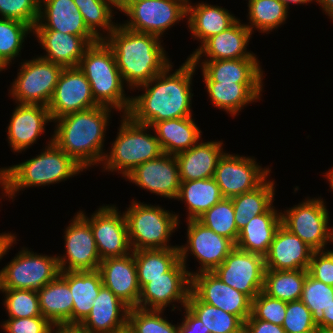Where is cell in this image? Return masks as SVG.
I'll list each match as a JSON object with an SVG mask.
<instances>
[{
	"mask_svg": "<svg viewBox=\"0 0 333 333\" xmlns=\"http://www.w3.org/2000/svg\"><path fill=\"white\" fill-rule=\"evenodd\" d=\"M41 314L53 325H72L73 297L67 271L37 291Z\"/></svg>",
	"mask_w": 333,
	"mask_h": 333,
	"instance_id": "1f68e13d",
	"label": "cell"
},
{
	"mask_svg": "<svg viewBox=\"0 0 333 333\" xmlns=\"http://www.w3.org/2000/svg\"><path fill=\"white\" fill-rule=\"evenodd\" d=\"M243 333H286L282 326L255 319L250 315L244 322Z\"/></svg>",
	"mask_w": 333,
	"mask_h": 333,
	"instance_id": "db71d44e",
	"label": "cell"
},
{
	"mask_svg": "<svg viewBox=\"0 0 333 333\" xmlns=\"http://www.w3.org/2000/svg\"><path fill=\"white\" fill-rule=\"evenodd\" d=\"M138 278H157L168 272L179 260V248L132 251Z\"/></svg>",
	"mask_w": 333,
	"mask_h": 333,
	"instance_id": "60d3db41",
	"label": "cell"
},
{
	"mask_svg": "<svg viewBox=\"0 0 333 333\" xmlns=\"http://www.w3.org/2000/svg\"><path fill=\"white\" fill-rule=\"evenodd\" d=\"M190 270L179 260L168 272L157 278H138L141 288L138 307L165 310L172 306L182 311L191 290ZM174 303V304H173ZM180 304L179 308L176 304Z\"/></svg>",
	"mask_w": 333,
	"mask_h": 333,
	"instance_id": "8fae6325",
	"label": "cell"
},
{
	"mask_svg": "<svg viewBox=\"0 0 333 333\" xmlns=\"http://www.w3.org/2000/svg\"><path fill=\"white\" fill-rule=\"evenodd\" d=\"M104 40L113 50L121 77L130 91L149 82L172 63L160 37L130 30L121 23Z\"/></svg>",
	"mask_w": 333,
	"mask_h": 333,
	"instance_id": "7a4b0ae2",
	"label": "cell"
},
{
	"mask_svg": "<svg viewBox=\"0 0 333 333\" xmlns=\"http://www.w3.org/2000/svg\"><path fill=\"white\" fill-rule=\"evenodd\" d=\"M40 0H0V16L34 28L39 18Z\"/></svg>",
	"mask_w": 333,
	"mask_h": 333,
	"instance_id": "681fc988",
	"label": "cell"
},
{
	"mask_svg": "<svg viewBox=\"0 0 333 333\" xmlns=\"http://www.w3.org/2000/svg\"><path fill=\"white\" fill-rule=\"evenodd\" d=\"M4 296L8 318H30L42 316L37 291L26 289H0Z\"/></svg>",
	"mask_w": 333,
	"mask_h": 333,
	"instance_id": "bcb514c9",
	"label": "cell"
},
{
	"mask_svg": "<svg viewBox=\"0 0 333 333\" xmlns=\"http://www.w3.org/2000/svg\"><path fill=\"white\" fill-rule=\"evenodd\" d=\"M90 83L93 98L100 106H107L127 115L131 97L117 67L116 58L105 40L91 44L78 65ZM126 86V87H125ZM125 87V89H124Z\"/></svg>",
	"mask_w": 333,
	"mask_h": 333,
	"instance_id": "5b68a950",
	"label": "cell"
},
{
	"mask_svg": "<svg viewBox=\"0 0 333 333\" xmlns=\"http://www.w3.org/2000/svg\"><path fill=\"white\" fill-rule=\"evenodd\" d=\"M64 230L66 251L57 255L60 272L98 270L101 259L90 223L77 212Z\"/></svg>",
	"mask_w": 333,
	"mask_h": 333,
	"instance_id": "2e32d148",
	"label": "cell"
},
{
	"mask_svg": "<svg viewBox=\"0 0 333 333\" xmlns=\"http://www.w3.org/2000/svg\"><path fill=\"white\" fill-rule=\"evenodd\" d=\"M300 300L311 311L313 323L324 330V309L333 302V287L306 275Z\"/></svg>",
	"mask_w": 333,
	"mask_h": 333,
	"instance_id": "7bdbcfd3",
	"label": "cell"
},
{
	"mask_svg": "<svg viewBox=\"0 0 333 333\" xmlns=\"http://www.w3.org/2000/svg\"><path fill=\"white\" fill-rule=\"evenodd\" d=\"M76 6L114 5L113 0H73Z\"/></svg>",
	"mask_w": 333,
	"mask_h": 333,
	"instance_id": "91938a15",
	"label": "cell"
},
{
	"mask_svg": "<svg viewBox=\"0 0 333 333\" xmlns=\"http://www.w3.org/2000/svg\"><path fill=\"white\" fill-rule=\"evenodd\" d=\"M112 111L99 105L55 119L53 142L84 170L101 166L107 152L103 147Z\"/></svg>",
	"mask_w": 333,
	"mask_h": 333,
	"instance_id": "3957f363",
	"label": "cell"
},
{
	"mask_svg": "<svg viewBox=\"0 0 333 333\" xmlns=\"http://www.w3.org/2000/svg\"><path fill=\"white\" fill-rule=\"evenodd\" d=\"M53 122L47 106L17 103L7 127L11 151L22 153L45 133L47 123Z\"/></svg>",
	"mask_w": 333,
	"mask_h": 333,
	"instance_id": "44dd1931",
	"label": "cell"
},
{
	"mask_svg": "<svg viewBox=\"0 0 333 333\" xmlns=\"http://www.w3.org/2000/svg\"><path fill=\"white\" fill-rule=\"evenodd\" d=\"M115 333H133V332L128 327H125L124 329L119 330Z\"/></svg>",
	"mask_w": 333,
	"mask_h": 333,
	"instance_id": "003e7915",
	"label": "cell"
},
{
	"mask_svg": "<svg viewBox=\"0 0 333 333\" xmlns=\"http://www.w3.org/2000/svg\"><path fill=\"white\" fill-rule=\"evenodd\" d=\"M162 315L164 310L130 308L127 327L133 333H178L179 323L173 325Z\"/></svg>",
	"mask_w": 333,
	"mask_h": 333,
	"instance_id": "f6af8a7d",
	"label": "cell"
},
{
	"mask_svg": "<svg viewBox=\"0 0 333 333\" xmlns=\"http://www.w3.org/2000/svg\"><path fill=\"white\" fill-rule=\"evenodd\" d=\"M331 243L333 244V226H331Z\"/></svg>",
	"mask_w": 333,
	"mask_h": 333,
	"instance_id": "89a4df30",
	"label": "cell"
},
{
	"mask_svg": "<svg viewBox=\"0 0 333 333\" xmlns=\"http://www.w3.org/2000/svg\"><path fill=\"white\" fill-rule=\"evenodd\" d=\"M186 307L208 328L210 333H243L244 322L238 316L200 301L191 291Z\"/></svg>",
	"mask_w": 333,
	"mask_h": 333,
	"instance_id": "f35d334b",
	"label": "cell"
},
{
	"mask_svg": "<svg viewBox=\"0 0 333 333\" xmlns=\"http://www.w3.org/2000/svg\"><path fill=\"white\" fill-rule=\"evenodd\" d=\"M29 34L33 35L29 24L0 17V57L8 66L21 56L22 44Z\"/></svg>",
	"mask_w": 333,
	"mask_h": 333,
	"instance_id": "b9f144b4",
	"label": "cell"
},
{
	"mask_svg": "<svg viewBox=\"0 0 333 333\" xmlns=\"http://www.w3.org/2000/svg\"><path fill=\"white\" fill-rule=\"evenodd\" d=\"M307 271L313 278L333 287V248L313 251Z\"/></svg>",
	"mask_w": 333,
	"mask_h": 333,
	"instance_id": "f5cc1de1",
	"label": "cell"
},
{
	"mask_svg": "<svg viewBox=\"0 0 333 333\" xmlns=\"http://www.w3.org/2000/svg\"><path fill=\"white\" fill-rule=\"evenodd\" d=\"M223 141H198L189 150L175 155L180 181L209 179L214 176L218 160L223 155Z\"/></svg>",
	"mask_w": 333,
	"mask_h": 333,
	"instance_id": "f1b7e54d",
	"label": "cell"
},
{
	"mask_svg": "<svg viewBox=\"0 0 333 333\" xmlns=\"http://www.w3.org/2000/svg\"><path fill=\"white\" fill-rule=\"evenodd\" d=\"M98 271L103 286L111 290L129 308L138 307L141 288L133 252L123 257L103 259Z\"/></svg>",
	"mask_w": 333,
	"mask_h": 333,
	"instance_id": "7402d4cb",
	"label": "cell"
},
{
	"mask_svg": "<svg viewBox=\"0 0 333 333\" xmlns=\"http://www.w3.org/2000/svg\"><path fill=\"white\" fill-rule=\"evenodd\" d=\"M320 5L321 10L333 20V0H315Z\"/></svg>",
	"mask_w": 333,
	"mask_h": 333,
	"instance_id": "94428289",
	"label": "cell"
},
{
	"mask_svg": "<svg viewBox=\"0 0 333 333\" xmlns=\"http://www.w3.org/2000/svg\"><path fill=\"white\" fill-rule=\"evenodd\" d=\"M189 59L196 68L201 67L203 82L263 83L264 71L258 58Z\"/></svg>",
	"mask_w": 333,
	"mask_h": 333,
	"instance_id": "484cf974",
	"label": "cell"
},
{
	"mask_svg": "<svg viewBox=\"0 0 333 333\" xmlns=\"http://www.w3.org/2000/svg\"><path fill=\"white\" fill-rule=\"evenodd\" d=\"M67 284L73 297L72 325H80L89 315L94 299L103 286L98 270L67 271Z\"/></svg>",
	"mask_w": 333,
	"mask_h": 333,
	"instance_id": "e575fe53",
	"label": "cell"
},
{
	"mask_svg": "<svg viewBox=\"0 0 333 333\" xmlns=\"http://www.w3.org/2000/svg\"><path fill=\"white\" fill-rule=\"evenodd\" d=\"M281 2H283L285 4V6L290 9L289 5L293 4V5H301V4H310L311 2H315V0H280Z\"/></svg>",
	"mask_w": 333,
	"mask_h": 333,
	"instance_id": "be15d7a7",
	"label": "cell"
},
{
	"mask_svg": "<svg viewBox=\"0 0 333 333\" xmlns=\"http://www.w3.org/2000/svg\"><path fill=\"white\" fill-rule=\"evenodd\" d=\"M53 324L43 316L30 318H8L1 328L6 333H51Z\"/></svg>",
	"mask_w": 333,
	"mask_h": 333,
	"instance_id": "816d5d0a",
	"label": "cell"
},
{
	"mask_svg": "<svg viewBox=\"0 0 333 333\" xmlns=\"http://www.w3.org/2000/svg\"><path fill=\"white\" fill-rule=\"evenodd\" d=\"M252 34L239 18L232 26L199 45L188 58L206 57L205 60L258 58L253 52L247 51Z\"/></svg>",
	"mask_w": 333,
	"mask_h": 333,
	"instance_id": "603a6c76",
	"label": "cell"
},
{
	"mask_svg": "<svg viewBox=\"0 0 333 333\" xmlns=\"http://www.w3.org/2000/svg\"><path fill=\"white\" fill-rule=\"evenodd\" d=\"M281 224V212L272 206L266 213L254 216L239 231L235 245L241 250L265 256Z\"/></svg>",
	"mask_w": 333,
	"mask_h": 333,
	"instance_id": "836d02e7",
	"label": "cell"
},
{
	"mask_svg": "<svg viewBox=\"0 0 333 333\" xmlns=\"http://www.w3.org/2000/svg\"><path fill=\"white\" fill-rule=\"evenodd\" d=\"M184 317L178 326V333H210L208 328L185 306Z\"/></svg>",
	"mask_w": 333,
	"mask_h": 333,
	"instance_id": "11a10c76",
	"label": "cell"
},
{
	"mask_svg": "<svg viewBox=\"0 0 333 333\" xmlns=\"http://www.w3.org/2000/svg\"><path fill=\"white\" fill-rule=\"evenodd\" d=\"M282 328L286 333H318L311 311L301 300L287 302Z\"/></svg>",
	"mask_w": 333,
	"mask_h": 333,
	"instance_id": "c3c4849f",
	"label": "cell"
},
{
	"mask_svg": "<svg viewBox=\"0 0 333 333\" xmlns=\"http://www.w3.org/2000/svg\"><path fill=\"white\" fill-rule=\"evenodd\" d=\"M248 24L252 33H270L278 29L288 19V8L280 0H248Z\"/></svg>",
	"mask_w": 333,
	"mask_h": 333,
	"instance_id": "ab89813d",
	"label": "cell"
},
{
	"mask_svg": "<svg viewBox=\"0 0 333 333\" xmlns=\"http://www.w3.org/2000/svg\"><path fill=\"white\" fill-rule=\"evenodd\" d=\"M313 250L282 224L264 256L265 269L308 270Z\"/></svg>",
	"mask_w": 333,
	"mask_h": 333,
	"instance_id": "d4e9b609",
	"label": "cell"
},
{
	"mask_svg": "<svg viewBox=\"0 0 333 333\" xmlns=\"http://www.w3.org/2000/svg\"><path fill=\"white\" fill-rule=\"evenodd\" d=\"M120 122L117 137L111 143L110 152L105 153L101 167L104 172H117L125 177L135 167L159 157L163 151L150 130L152 127L136 123L128 115H122Z\"/></svg>",
	"mask_w": 333,
	"mask_h": 333,
	"instance_id": "8992f818",
	"label": "cell"
},
{
	"mask_svg": "<svg viewBox=\"0 0 333 333\" xmlns=\"http://www.w3.org/2000/svg\"><path fill=\"white\" fill-rule=\"evenodd\" d=\"M255 157L224 152L218 160L214 180L223 198H233L250 192L260 186L270 176L269 167L262 168Z\"/></svg>",
	"mask_w": 333,
	"mask_h": 333,
	"instance_id": "5bb4252c",
	"label": "cell"
},
{
	"mask_svg": "<svg viewBox=\"0 0 333 333\" xmlns=\"http://www.w3.org/2000/svg\"><path fill=\"white\" fill-rule=\"evenodd\" d=\"M325 178L328 179L327 181L329 182V186L331 191L333 192V167L329 169L328 172H325Z\"/></svg>",
	"mask_w": 333,
	"mask_h": 333,
	"instance_id": "e7e4bbea",
	"label": "cell"
},
{
	"mask_svg": "<svg viewBox=\"0 0 333 333\" xmlns=\"http://www.w3.org/2000/svg\"><path fill=\"white\" fill-rule=\"evenodd\" d=\"M33 30H56L81 37H96L86 26L73 0H40L39 18Z\"/></svg>",
	"mask_w": 333,
	"mask_h": 333,
	"instance_id": "83f0119b",
	"label": "cell"
},
{
	"mask_svg": "<svg viewBox=\"0 0 333 333\" xmlns=\"http://www.w3.org/2000/svg\"><path fill=\"white\" fill-rule=\"evenodd\" d=\"M170 63L149 82L136 87L143 93L131 97L128 116L136 123L152 126L163 120L190 117L192 115V78L197 71L187 57L176 69Z\"/></svg>",
	"mask_w": 333,
	"mask_h": 333,
	"instance_id": "6da1fadb",
	"label": "cell"
},
{
	"mask_svg": "<svg viewBox=\"0 0 333 333\" xmlns=\"http://www.w3.org/2000/svg\"><path fill=\"white\" fill-rule=\"evenodd\" d=\"M129 309L111 290L102 286L91 312L79 326L87 333H115L127 327Z\"/></svg>",
	"mask_w": 333,
	"mask_h": 333,
	"instance_id": "4316f807",
	"label": "cell"
},
{
	"mask_svg": "<svg viewBox=\"0 0 333 333\" xmlns=\"http://www.w3.org/2000/svg\"><path fill=\"white\" fill-rule=\"evenodd\" d=\"M223 6L204 2L192 5L187 0V26L192 37L201 45L211 36L219 34L232 26L239 18Z\"/></svg>",
	"mask_w": 333,
	"mask_h": 333,
	"instance_id": "f546056e",
	"label": "cell"
},
{
	"mask_svg": "<svg viewBox=\"0 0 333 333\" xmlns=\"http://www.w3.org/2000/svg\"><path fill=\"white\" fill-rule=\"evenodd\" d=\"M151 127L163 153L170 155L189 150L202 137V131L192 116L163 120Z\"/></svg>",
	"mask_w": 333,
	"mask_h": 333,
	"instance_id": "d6a6232c",
	"label": "cell"
},
{
	"mask_svg": "<svg viewBox=\"0 0 333 333\" xmlns=\"http://www.w3.org/2000/svg\"><path fill=\"white\" fill-rule=\"evenodd\" d=\"M138 0H113L116 10L123 12L131 3Z\"/></svg>",
	"mask_w": 333,
	"mask_h": 333,
	"instance_id": "6125c7cd",
	"label": "cell"
},
{
	"mask_svg": "<svg viewBox=\"0 0 333 333\" xmlns=\"http://www.w3.org/2000/svg\"><path fill=\"white\" fill-rule=\"evenodd\" d=\"M275 186L274 179L269 180L268 177L256 189L231 198L238 231L246 226L254 216L266 213L273 206Z\"/></svg>",
	"mask_w": 333,
	"mask_h": 333,
	"instance_id": "8d00e7d4",
	"label": "cell"
},
{
	"mask_svg": "<svg viewBox=\"0 0 333 333\" xmlns=\"http://www.w3.org/2000/svg\"><path fill=\"white\" fill-rule=\"evenodd\" d=\"M124 179L171 200L176 199L181 185L176 157L166 153L135 167Z\"/></svg>",
	"mask_w": 333,
	"mask_h": 333,
	"instance_id": "d6986e66",
	"label": "cell"
},
{
	"mask_svg": "<svg viewBox=\"0 0 333 333\" xmlns=\"http://www.w3.org/2000/svg\"><path fill=\"white\" fill-rule=\"evenodd\" d=\"M15 255L0 270V289L38 291L60 274L57 255L34 253L27 247Z\"/></svg>",
	"mask_w": 333,
	"mask_h": 333,
	"instance_id": "ba28073f",
	"label": "cell"
},
{
	"mask_svg": "<svg viewBox=\"0 0 333 333\" xmlns=\"http://www.w3.org/2000/svg\"><path fill=\"white\" fill-rule=\"evenodd\" d=\"M223 198L214 178L181 182L175 200L185 203L187 220H197Z\"/></svg>",
	"mask_w": 333,
	"mask_h": 333,
	"instance_id": "d590c367",
	"label": "cell"
},
{
	"mask_svg": "<svg viewBox=\"0 0 333 333\" xmlns=\"http://www.w3.org/2000/svg\"><path fill=\"white\" fill-rule=\"evenodd\" d=\"M7 67L9 68V66L0 57V72L7 70Z\"/></svg>",
	"mask_w": 333,
	"mask_h": 333,
	"instance_id": "03108f58",
	"label": "cell"
},
{
	"mask_svg": "<svg viewBox=\"0 0 333 333\" xmlns=\"http://www.w3.org/2000/svg\"><path fill=\"white\" fill-rule=\"evenodd\" d=\"M318 333H333V330H323V329H320V330H318Z\"/></svg>",
	"mask_w": 333,
	"mask_h": 333,
	"instance_id": "a7ac6f4b",
	"label": "cell"
},
{
	"mask_svg": "<svg viewBox=\"0 0 333 333\" xmlns=\"http://www.w3.org/2000/svg\"><path fill=\"white\" fill-rule=\"evenodd\" d=\"M33 35L45 50L42 59L64 68L78 67L86 49L99 41L97 37H81L56 30H33Z\"/></svg>",
	"mask_w": 333,
	"mask_h": 333,
	"instance_id": "cb8c5ba5",
	"label": "cell"
},
{
	"mask_svg": "<svg viewBox=\"0 0 333 333\" xmlns=\"http://www.w3.org/2000/svg\"><path fill=\"white\" fill-rule=\"evenodd\" d=\"M234 215L232 199L222 198L197 220L215 233L232 240L236 244L239 231Z\"/></svg>",
	"mask_w": 333,
	"mask_h": 333,
	"instance_id": "ee69618b",
	"label": "cell"
},
{
	"mask_svg": "<svg viewBox=\"0 0 333 333\" xmlns=\"http://www.w3.org/2000/svg\"><path fill=\"white\" fill-rule=\"evenodd\" d=\"M286 309L287 302L272 298L261 291L252 300L251 315L255 319L282 326L286 316Z\"/></svg>",
	"mask_w": 333,
	"mask_h": 333,
	"instance_id": "f907efd6",
	"label": "cell"
},
{
	"mask_svg": "<svg viewBox=\"0 0 333 333\" xmlns=\"http://www.w3.org/2000/svg\"><path fill=\"white\" fill-rule=\"evenodd\" d=\"M78 212L90 223L101 261L132 253L125 215L115 204L101 205L90 217Z\"/></svg>",
	"mask_w": 333,
	"mask_h": 333,
	"instance_id": "9a60e30c",
	"label": "cell"
},
{
	"mask_svg": "<svg viewBox=\"0 0 333 333\" xmlns=\"http://www.w3.org/2000/svg\"><path fill=\"white\" fill-rule=\"evenodd\" d=\"M307 274V270L265 269L263 292L284 302L300 300Z\"/></svg>",
	"mask_w": 333,
	"mask_h": 333,
	"instance_id": "74e56055",
	"label": "cell"
},
{
	"mask_svg": "<svg viewBox=\"0 0 333 333\" xmlns=\"http://www.w3.org/2000/svg\"><path fill=\"white\" fill-rule=\"evenodd\" d=\"M130 203L123 213L132 251L178 248L179 245L169 242L180 224L178 213L164 210L161 205L143 204L137 199Z\"/></svg>",
	"mask_w": 333,
	"mask_h": 333,
	"instance_id": "52a82bcc",
	"label": "cell"
},
{
	"mask_svg": "<svg viewBox=\"0 0 333 333\" xmlns=\"http://www.w3.org/2000/svg\"><path fill=\"white\" fill-rule=\"evenodd\" d=\"M48 140L47 145L36 157L0 168L2 196L13 200L21 190L67 181L84 171L53 142V135Z\"/></svg>",
	"mask_w": 333,
	"mask_h": 333,
	"instance_id": "277c9868",
	"label": "cell"
},
{
	"mask_svg": "<svg viewBox=\"0 0 333 333\" xmlns=\"http://www.w3.org/2000/svg\"><path fill=\"white\" fill-rule=\"evenodd\" d=\"M17 240L18 239L14 233H6V231L0 233V261L4 255H7V252H9L13 244H17Z\"/></svg>",
	"mask_w": 333,
	"mask_h": 333,
	"instance_id": "9f6ffc18",
	"label": "cell"
},
{
	"mask_svg": "<svg viewBox=\"0 0 333 333\" xmlns=\"http://www.w3.org/2000/svg\"><path fill=\"white\" fill-rule=\"evenodd\" d=\"M264 256L235 247L213 273L253 300L264 286Z\"/></svg>",
	"mask_w": 333,
	"mask_h": 333,
	"instance_id": "e0dca14e",
	"label": "cell"
},
{
	"mask_svg": "<svg viewBox=\"0 0 333 333\" xmlns=\"http://www.w3.org/2000/svg\"><path fill=\"white\" fill-rule=\"evenodd\" d=\"M123 13L127 16L124 27L162 38L169 28L187 18V0H138Z\"/></svg>",
	"mask_w": 333,
	"mask_h": 333,
	"instance_id": "7c38bea8",
	"label": "cell"
},
{
	"mask_svg": "<svg viewBox=\"0 0 333 333\" xmlns=\"http://www.w3.org/2000/svg\"><path fill=\"white\" fill-rule=\"evenodd\" d=\"M186 222L187 242L185 245L178 246L181 262L187 268L189 254L196 258L200 266L195 272H190V277L201 272H213L236 247L235 243L215 233L198 220Z\"/></svg>",
	"mask_w": 333,
	"mask_h": 333,
	"instance_id": "4fadbf2b",
	"label": "cell"
},
{
	"mask_svg": "<svg viewBox=\"0 0 333 333\" xmlns=\"http://www.w3.org/2000/svg\"><path fill=\"white\" fill-rule=\"evenodd\" d=\"M96 106L90 83L79 67L63 68L47 106L52 120Z\"/></svg>",
	"mask_w": 333,
	"mask_h": 333,
	"instance_id": "ac0fdd59",
	"label": "cell"
},
{
	"mask_svg": "<svg viewBox=\"0 0 333 333\" xmlns=\"http://www.w3.org/2000/svg\"><path fill=\"white\" fill-rule=\"evenodd\" d=\"M324 311V330H333V302Z\"/></svg>",
	"mask_w": 333,
	"mask_h": 333,
	"instance_id": "680465c9",
	"label": "cell"
},
{
	"mask_svg": "<svg viewBox=\"0 0 333 333\" xmlns=\"http://www.w3.org/2000/svg\"><path fill=\"white\" fill-rule=\"evenodd\" d=\"M325 204L321 196L307 197L298 205L281 210L282 225L313 251L327 250L326 245L331 244L330 212Z\"/></svg>",
	"mask_w": 333,
	"mask_h": 333,
	"instance_id": "9c48e42d",
	"label": "cell"
},
{
	"mask_svg": "<svg viewBox=\"0 0 333 333\" xmlns=\"http://www.w3.org/2000/svg\"><path fill=\"white\" fill-rule=\"evenodd\" d=\"M190 291L200 301L238 316L243 322L251 315L252 300L223 283L213 272H201L191 276Z\"/></svg>",
	"mask_w": 333,
	"mask_h": 333,
	"instance_id": "ffe728a7",
	"label": "cell"
},
{
	"mask_svg": "<svg viewBox=\"0 0 333 333\" xmlns=\"http://www.w3.org/2000/svg\"><path fill=\"white\" fill-rule=\"evenodd\" d=\"M77 7L88 29L99 40H104L118 25L117 22L112 21L115 18L113 17L115 14V5H87ZM105 33L107 34L105 35Z\"/></svg>",
	"mask_w": 333,
	"mask_h": 333,
	"instance_id": "7dc6e473",
	"label": "cell"
},
{
	"mask_svg": "<svg viewBox=\"0 0 333 333\" xmlns=\"http://www.w3.org/2000/svg\"><path fill=\"white\" fill-rule=\"evenodd\" d=\"M20 64L17 78L8 90L11 99L19 104L48 106L64 67L39 56Z\"/></svg>",
	"mask_w": 333,
	"mask_h": 333,
	"instance_id": "30bf717a",
	"label": "cell"
},
{
	"mask_svg": "<svg viewBox=\"0 0 333 333\" xmlns=\"http://www.w3.org/2000/svg\"><path fill=\"white\" fill-rule=\"evenodd\" d=\"M214 107L235 117L245 106L261 99L263 83L204 82Z\"/></svg>",
	"mask_w": 333,
	"mask_h": 333,
	"instance_id": "4dcf8cb0",
	"label": "cell"
},
{
	"mask_svg": "<svg viewBox=\"0 0 333 333\" xmlns=\"http://www.w3.org/2000/svg\"><path fill=\"white\" fill-rule=\"evenodd\" d=\"M51 333H87L78 325H54Z\"/></svg>",
	"mask_w": 333,
	"mask_h": 333,
	"instance_id": "6f0895ef",
	"label": "cell"
}]
</instances>
